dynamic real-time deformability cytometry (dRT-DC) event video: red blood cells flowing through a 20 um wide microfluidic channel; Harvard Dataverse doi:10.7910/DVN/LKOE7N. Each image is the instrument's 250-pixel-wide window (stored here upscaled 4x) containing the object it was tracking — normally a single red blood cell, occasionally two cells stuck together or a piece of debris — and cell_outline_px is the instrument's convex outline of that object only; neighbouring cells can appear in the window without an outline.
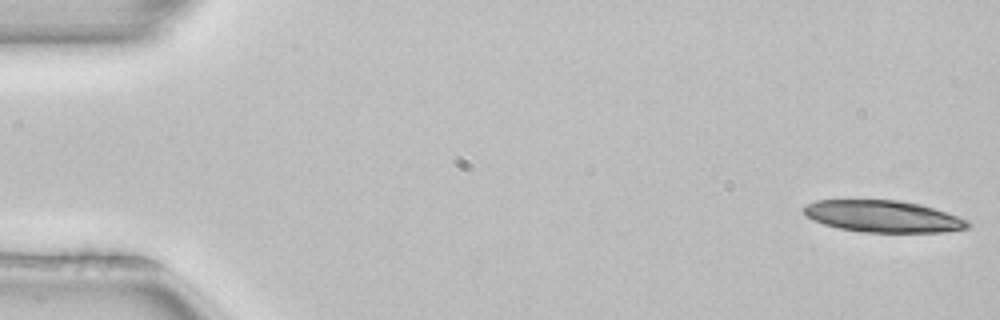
{"species": "common noctule bat (a hibernating species)", "species_latin": "Nyctalus noctula", "temperature_condition": "room temperature", "stored_images_in_passage": 4, "camera_frame_rate_fps": 3000, "um_per_image_px": 0.085, "animal": {"sex": "female", "body_mass_g": 22.7, "forearm_length_mm": 54.2}, "frame": {"image": 1, "passage_image": 1, "time_ms": 0.0, "image_size_px": [1000, 320], "cell_outline_px": [[972, 224], [968, 228], [944, 232], [860, 232], [836, 228], [812, 220], [804, 216], [800, 208], [804, 204], [816, 200], [900, 200], [920, 204], [968, 220]], "centroid_in_image_um": [74.97, 18.39], "position_along_channel_um": 10.0, "area_um2": 30.69}}
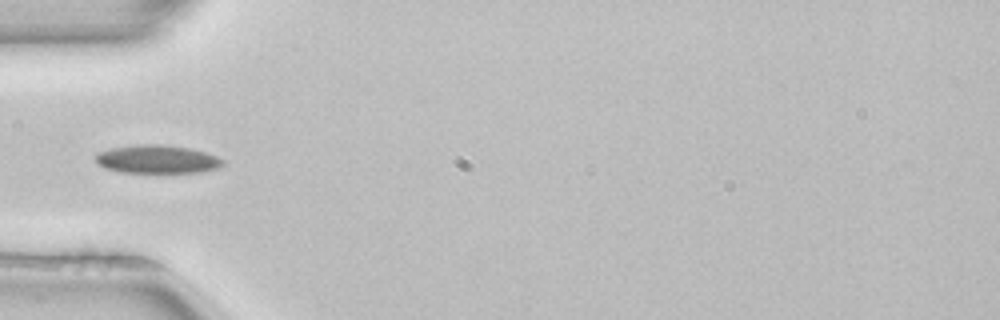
{"frame": {"image": 2, "passage_image": 4, "time_ms": 1.0, "image_size_px": [1000, 320], "cell_outline_px": [[224, 164], [220, 168], [200, 172], [120, 172], [104, 168], [96, 160], [96, 152], [112, 148], [140, 144], [160, 144], [192, 148], [216, 156], [224, 160]], "centroid_in_image_um": [13.38, 13.53], "position_along_channel_um": 71.6, "area_um2": 20.98}}